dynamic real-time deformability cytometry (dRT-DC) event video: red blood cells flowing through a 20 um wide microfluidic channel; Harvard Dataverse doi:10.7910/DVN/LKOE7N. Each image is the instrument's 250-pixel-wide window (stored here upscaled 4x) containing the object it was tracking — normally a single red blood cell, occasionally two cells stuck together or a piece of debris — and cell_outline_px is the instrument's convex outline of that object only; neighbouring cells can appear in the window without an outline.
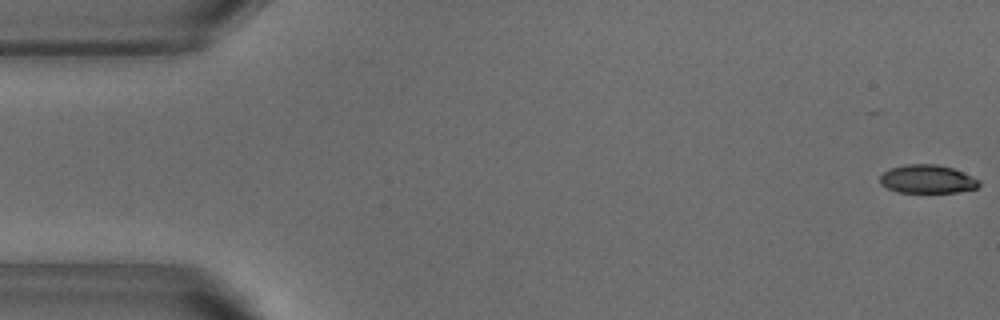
{"species": "common noctule bat (a hibernating species)", "species_latin": "Nyctalus noctula", "temperature_condition": "warm", "stored_images_in_passage": 49, "camera_frame_rate_fps": 3000, "um_per_image_px": 0.085, "animal": {"sex": "male", "body_mass_g": 18.8}, "frame": {"image": 1, "passage_image": 1, "time_ms": 0.0, "image_size_px": [1000, 320], "cell_outline_px": [[980, 184], [976, 188], [956, 192], [896, 192], [880, 184], [880, 176], [884, 172], [892, 168], [904, 164], [936, 164], [952, 168], [980, 180]], "centroid_in_image_um": [78.8, 15.22], "position_along_channel_um": 6.2, "area_um2": 16.24}}
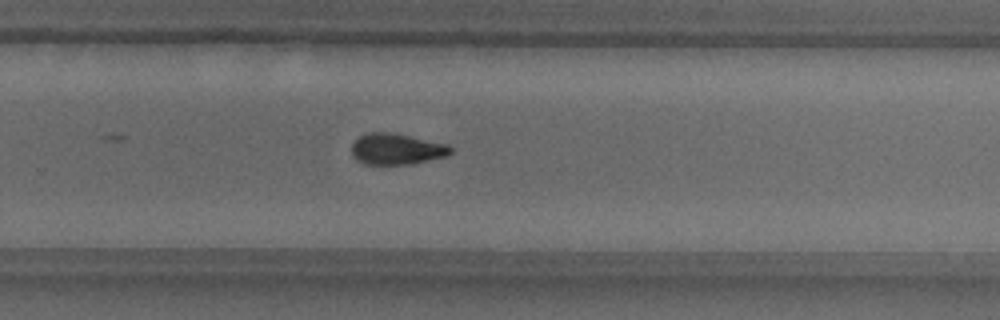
{"frame": {"image": 2, "passage_image": 34, "time_ms": 11.0, "image_size_px": [1000, 320], "cell_outline_px": [[452, 152], [448, 156], [412, 164], [364, 164], [356, 160], [352, 156], [352, 144], [360, 136], [368, 132], [392, 132], [448, 144], [452, 148]], "centroid_in_image_um": [33.72, 12.67], "position_along_channel_um": 296.1, "area_um2": 18.09}}
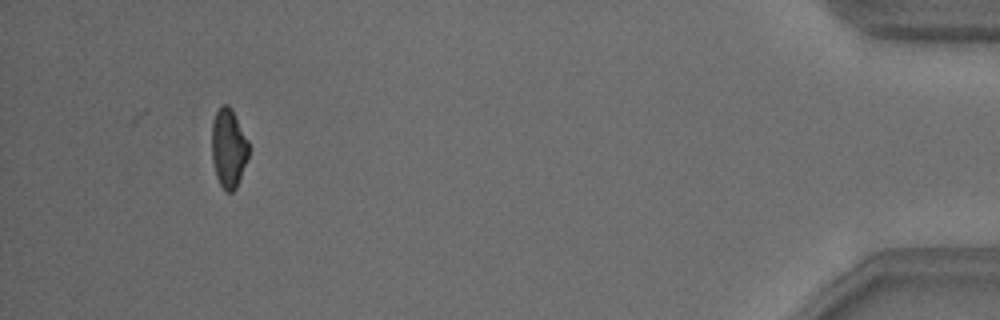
{"frame": {"image": 3, "passage_image": 49, "time_ms": 16.0, "image_size_px": [1000, 320], "cell_outline_px": [[248, 156], [236, 188], [232, 192], [228, 192], [220, 184], [216, 176], [212, 160], [212, 124], [216, 112], [220, 104], [228, 104], [232, 108], [248, 140]], "centroid_in_image_um": [19.42, 12.55], "position_along_channel_um": 415.8, "area_um2": 16.94}, "authors_computed_cell_mechanics": {"area_um2": 17.9758, "velocity_mm_per_s": 3.8379, "shape_relaxation_time_tau1_ms": 7.5482, "shape_relaxation_time_tau2_ms": 2.9843, "deformation_change_tau1": 0.1905, "deformation_change_tau2": 0.0953}}